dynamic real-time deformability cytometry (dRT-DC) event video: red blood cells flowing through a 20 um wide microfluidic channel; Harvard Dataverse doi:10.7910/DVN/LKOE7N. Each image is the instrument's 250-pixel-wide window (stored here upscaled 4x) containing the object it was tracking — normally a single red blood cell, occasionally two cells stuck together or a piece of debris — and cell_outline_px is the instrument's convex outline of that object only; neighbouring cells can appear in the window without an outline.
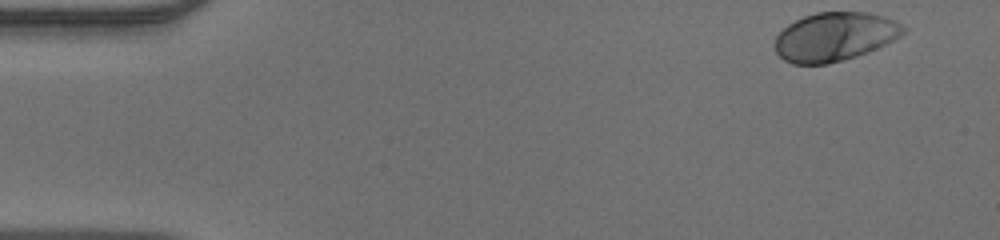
{"species": "human", "species_latin": "Homo sapiens", "temperature_condition": "warm", "stored_images_in_passage": 47, "camera_frame_rate_fps": 3000, "um_per_image_px": 0.085, "donor": {"sex": "male"}, "frame": {"image": 1, "passage_image": 1, "time_ms": 0.0, "image_size_px": [1000, 240], "cell_outline_px": [[908, 28], [900, 36], [868, 52], [856, 56], [828, 64], [792, 64], [784, 60], [776, 52], [776, 36], [788, 24], [804, 16], [816, 12], [868, 12], [884, 16], [904, 24]], "centroid_in_image_um": [70.97, 3.11], "position_along_channel_um": 14.0, "area_um2": 36.41}}
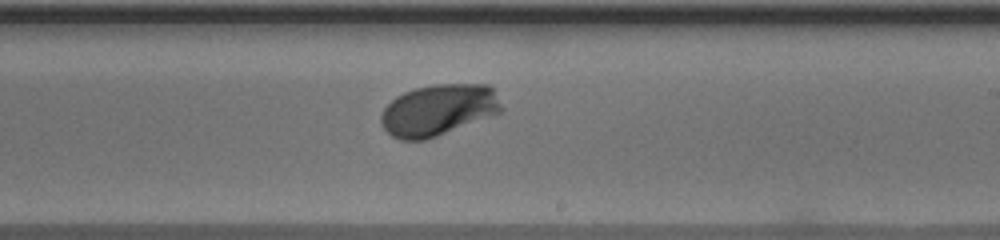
{"frame": {"image": 2, "passage_image": 27, "time_ms": 8.667, "image_size_px": [1000, 240], "cell_outline_px": [[504, 108], [500, 112], [436, 136], [424, 140], [400, 140], [392, 136], [384, 128], [380, 120], [380, 116], [384, 108], [396, 96], [404, 92], [416, 88], [436, 84], [488, 84], [492, 88]], "centroid_in_image_um": [37.24, 9.34], "position_along_channel_um": 251.8, "area_um2": 35.66}}
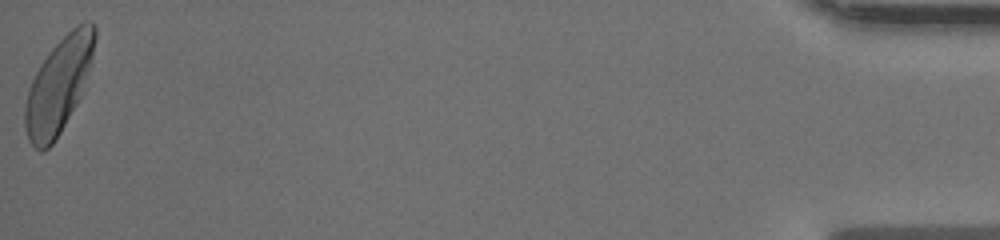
{"frame": {"image": 3, "passage_image": 47, "time_ms": 15.333, "image_size_px": [1000, 240], "cell_outline_px": [[96, 36], [92, 56], [80, 96], [76, 104], [60, 132], [52, 144], [48, 148], [40, 152], [28, 140], [24, 124], [24, 108], [28, 92], [32, 80], [40, 64], [48, 52], [72, 28], [84, 20], [92, 20], [96, 28]], "centroid_in_image_um": [4.97, 7.24], "position_along_channel_um": 430.2, "area_um2": 38.03}}